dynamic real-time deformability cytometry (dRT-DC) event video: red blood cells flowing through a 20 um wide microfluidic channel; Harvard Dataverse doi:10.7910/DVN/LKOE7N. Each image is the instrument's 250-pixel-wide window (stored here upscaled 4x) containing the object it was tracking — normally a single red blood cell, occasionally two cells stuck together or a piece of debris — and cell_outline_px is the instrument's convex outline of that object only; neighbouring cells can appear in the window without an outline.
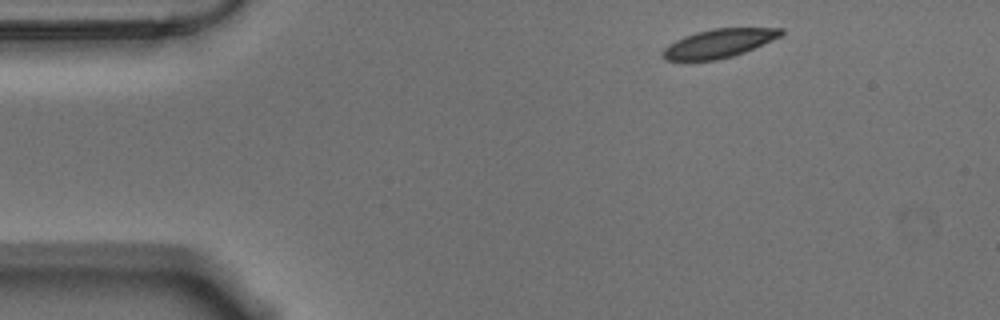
{"species": "Egyptian fruit bat (a non-hibernating species)", "species_latin": "Rousettus aegyptiacus", "temperature_condition": "warm", "stored_images_in_passage": 50, "camera_frame_rate_fps": 3000, "um_per_image_px": 0.085, "animal": {"sex": "male"}, "frame": {"image": 1, "passage_image": 1, "time_ms": 0.0, "image_size_px": [1000, 320], "cell_outline_px": [[784, 32], [780, 36], [744, 52], [732, 56], [716, 60], [664, 60], [660, 56], [664, 48], [668, 44], [684, 36], [696, 32], [712, 28], [784, 28]], "centroid_in_image_um": [61.05, 3.68], "position_along_channel_um": 23.9, "area_um2": 19.59}}
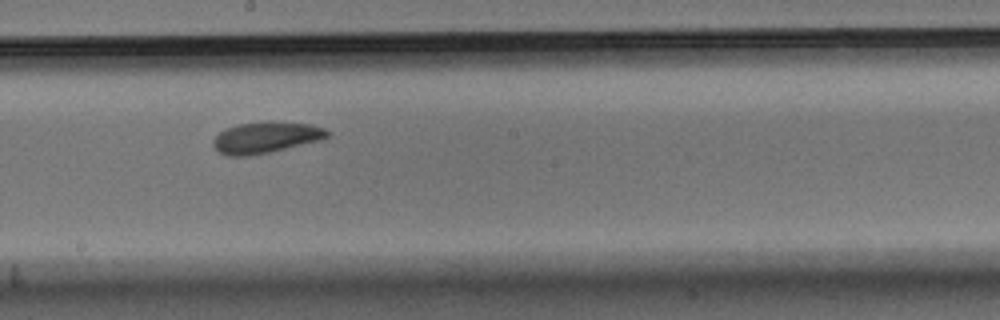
{"frame": {"image": 2, "passage_image": 24, "time_ms": 7.667, "image_size_px": [1000, 320], "cell_outline_px": [[328, 136], [320, 140], [268, 152], [248, 156], [228, 156], [216, 152], [212, 144], [212, 140], [220, 132], [228, 128], [240, 124], [312, 124], [324, 128], [328, 132]], "centroid_in_image_um": [22.52, 11.74], "position_along_channel_um": 225.7, "area_um2": 19.77}}
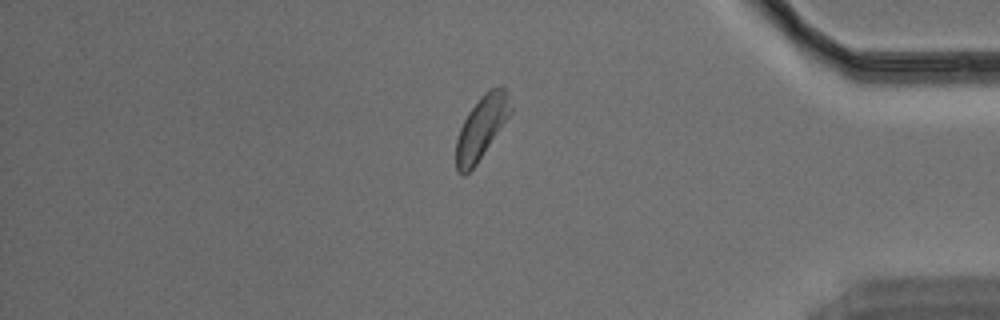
{"frame": {"image": 3, "passage_image": 41, "time_ms": 13.333, "image_size_px": [1000, 320], "cell_outline_px": [[512, 112], [476, 164], [464, 176], [460, 176], [456, 172], [456, 140], [460, 128], [468, 112], [480, 96], [484, 92], [500, 84], [504, 84], [508, 88], [512, 108]], "centroid_in_image_um": [40.94, 10.79], "position_along_channel_um": 394.3, "area_um2": 20.29}, "authors_computed_cell_mechanics": {"area_um2": 20.23, "velocity_mm_per_s": 3.5126, "shape_relaxation_time_tau1_ms": 4.6373, "shape_relaxation_time_tau2_ms": 3.5302, "deformation_change_tau1": 0.1325, "deformation_change_tau2": 0.0874}}